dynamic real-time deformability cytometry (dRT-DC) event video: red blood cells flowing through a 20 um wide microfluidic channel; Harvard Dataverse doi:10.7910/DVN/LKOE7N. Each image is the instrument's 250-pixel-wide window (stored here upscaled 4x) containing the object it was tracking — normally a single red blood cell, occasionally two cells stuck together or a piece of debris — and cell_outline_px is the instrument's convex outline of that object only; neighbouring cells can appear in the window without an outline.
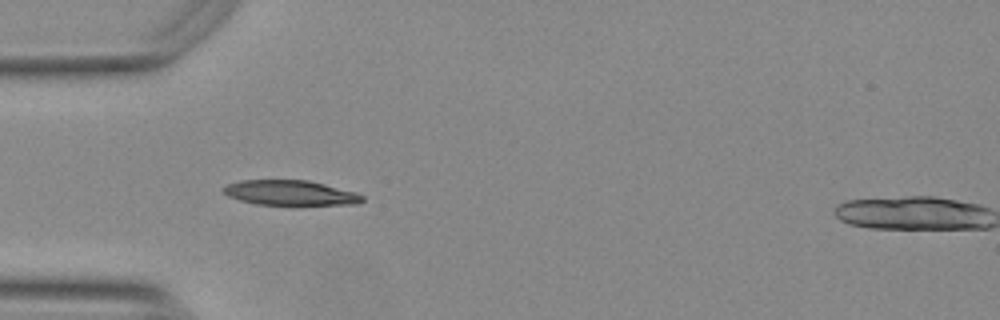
{"species": "Egyptian fruit bat (a non-hibernating species)", "species_latin": "Rousettus aegyptiacus", "temperature_condition": "warm", "stored_images_in_passage": 40, "segment_of_instrument_passage": [1, 2], "camera_frame_rate_fps": 3000, "um_per_image_px": 0.085, "animal": {"sex": "female"}, "frame": {"image": 1, "passage_image": 1, "time_ms": 0.0, "image_size_px": [1000, 320], "cell_outline_px": [[364, 200], [356, 204], [256, 204], [240, 200], [228, 196], [224, 192], [224, 188], [228, 184], [240, 180], [308, 180], [356, 192], [364, 196]], "centroid_in_image_um": [24.68, 16.38], "position_along_channel_um": 60.3, "area_um2": 19.88}}
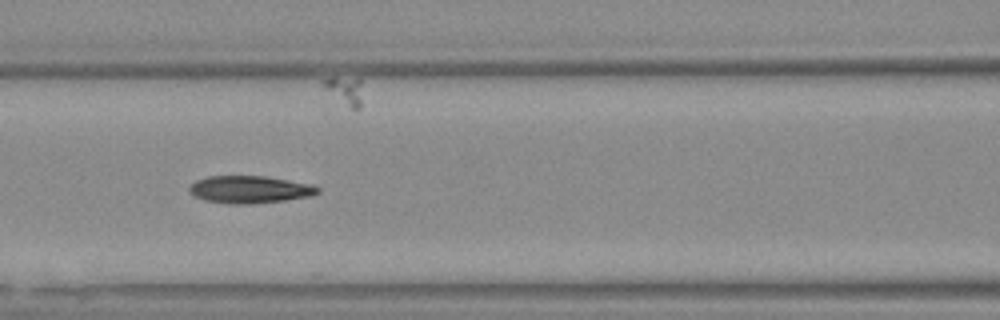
{"frame": {"image": 2, "passage_image": 8, "time_ms": 2.333, "image_size_px": [1000, 320], "cell_outline_px": [[320, 192], [308, 196], [284, 200], [248, 204], [228, 204], [204, 200], [188, 192], [188, 188], [196, 180], [208, 176], [264, 176], [288, 180], [308, 184], [320, 188]], "centroid_in_image_um": [21.17, 16.1], "position_along_channel_um": 145.4, "area_um2": 20.29}}
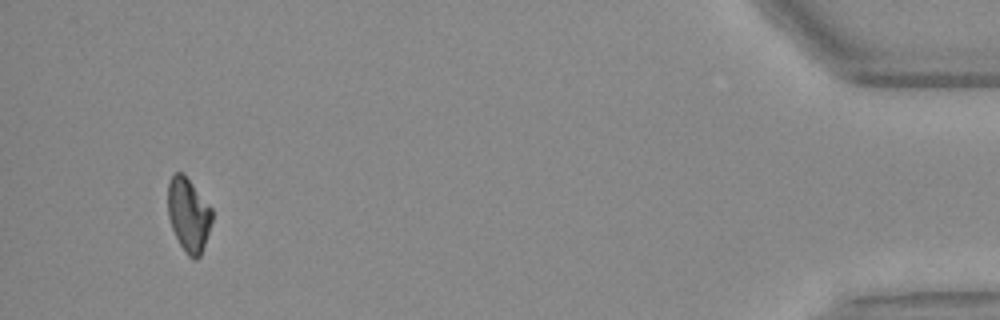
{"frame": {"image": 3, "passage_image": 36, "time_ms": 11.667, "image_size_px": [1000, 320], "cell_outline_px": [[212, 220], [200, 256], [196, 260], [192, 260], [188, 256], [180, 244], [172, 228], [168, 216], [168, 180], [176, 172], [184, 172], [212, 208]], "centroid_in_image_um": [16.02, 18.22], "position_along_channel_um": 419.2, "area_um2": 19.02}}